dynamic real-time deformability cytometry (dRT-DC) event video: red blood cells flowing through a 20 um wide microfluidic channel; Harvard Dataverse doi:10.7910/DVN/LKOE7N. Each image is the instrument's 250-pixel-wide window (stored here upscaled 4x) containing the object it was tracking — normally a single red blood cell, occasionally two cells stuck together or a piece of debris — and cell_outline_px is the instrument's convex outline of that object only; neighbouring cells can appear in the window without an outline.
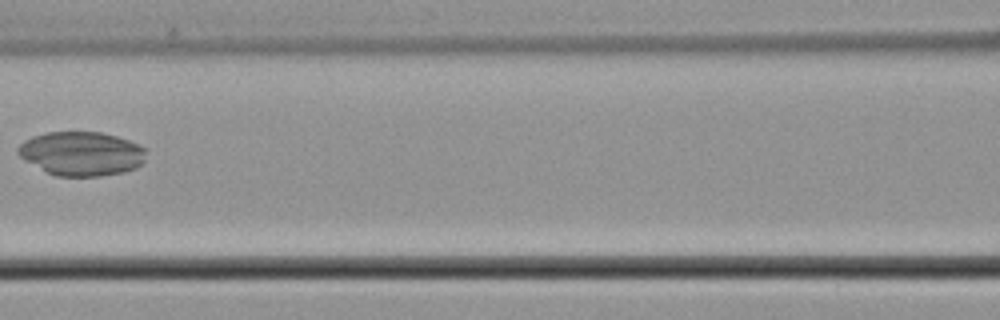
{"species": "common noctule bat (a hibernating species)", "species_latin": "Nyctalus noctula", "temperature_condition": "cold", "stored_images_in_passage": 8, "camera_frame_rate_fps": 3000, "um_per_image_px": 0.085, "animal": {"sex": "male", "body_mass_g": 21.5, "forearm_length_mm": 52.0}, "frame": {"image": 1, "passage_image": 7, "time_ms": 7.333, "image_size_px": [1000, 320], "cell_outline_px": [[144, 160], [136, 168], [124, 172], [100, 176], [56, 176], [24, 160], [16, 152], [16, 148], [24, 140], [32, 136], [48, 132], [100, 132], [116, 136], [140, 144], [144, 148]], "centroid_in_image_um": [6.91, 13.05], "position_along_channel_um": 159.7, "area_um2": 32.83}}
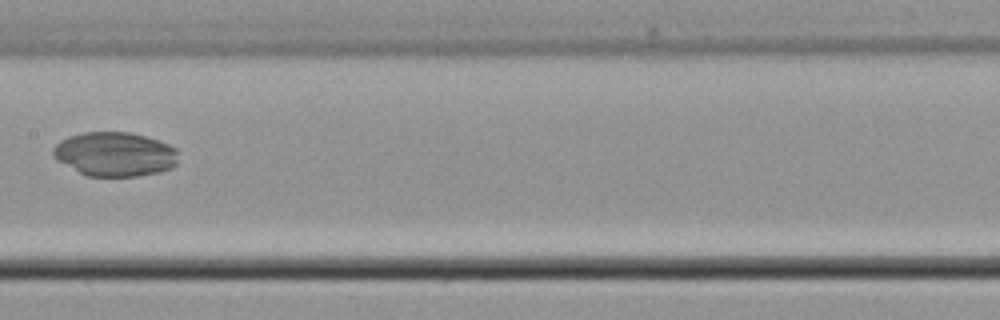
{"frame": {"image": 2, "passage_image": 8, "time_ms": 8.333, "image_size_px": [1000, 320], "cell_outline_px": [[176, 164], [172, 168], [160, 172], [136, 176], [88, 176], [56, 160], [52, 156], [52, 148], [60, 140], [68, 136], [84, 132], [128, 132], [144, 136], [168, 144], [176, 148]], "centroid_in_image_um": [9.73, 13.1], "position_along_channel_um": 197.7, "area_um2": 32.19}}